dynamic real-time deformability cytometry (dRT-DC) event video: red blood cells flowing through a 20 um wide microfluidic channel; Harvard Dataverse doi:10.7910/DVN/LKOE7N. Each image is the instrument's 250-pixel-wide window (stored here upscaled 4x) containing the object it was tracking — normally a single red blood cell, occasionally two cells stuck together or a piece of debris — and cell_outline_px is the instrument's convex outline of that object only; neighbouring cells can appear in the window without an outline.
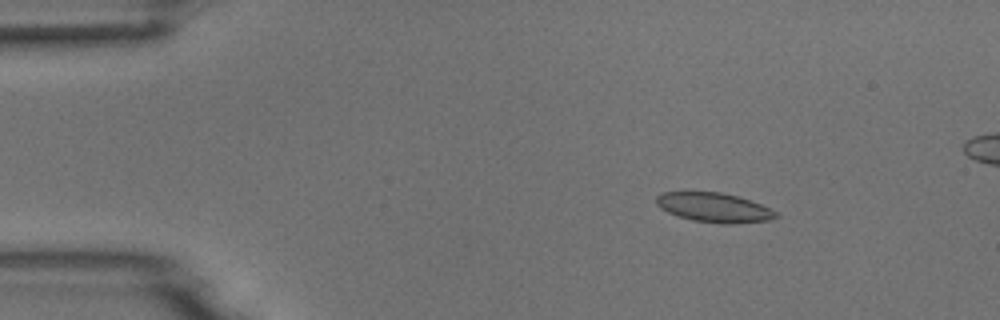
{"species": "common noctule bat (a hibernating species)", "species_latin": "Nyctalus noctula", "temperature_condition": "room temperature", "stored_images_in_passage": 5, "camera_frame_rate_fps": 3000, "um_per_image_px": 0.085, "animal": {"sex": "male", "body_mass_g": 18.8}, "frame": {"image": 1, "passage_image": 3, "time_ms": 2.333, "image_size_px": [1000, 320], "cell_outline_px": [[780, 216], [772, 220], [728, 224], [724, 224], [692, 220], [668, 212], [660, 208], [656, 204], [656, 196], [660, 192], [720, 192], [736, 196], [760, 204], [776, 212]], "centroid_in_image_um": [60.68, 17.64], "position_along_channel_um": 24.3, "area_um2": 20.35}}